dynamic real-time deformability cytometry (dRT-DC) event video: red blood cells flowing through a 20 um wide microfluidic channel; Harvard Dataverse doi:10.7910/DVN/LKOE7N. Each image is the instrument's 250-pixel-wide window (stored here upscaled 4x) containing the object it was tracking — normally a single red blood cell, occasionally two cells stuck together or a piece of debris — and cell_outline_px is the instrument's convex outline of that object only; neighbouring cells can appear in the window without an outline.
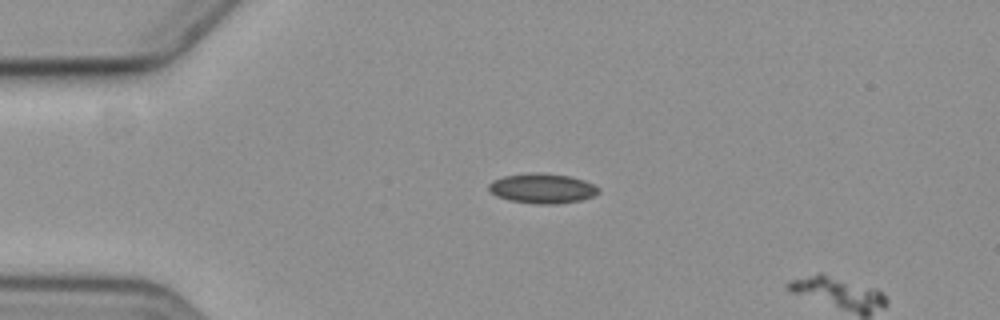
{"species": "common noctule bat (a hibernating species)", "species_latin": "Nyctalus noctula", "temperature_condition": "cold", "stored_images_in_passage": 4, "camera_frame_rate_fps": 3000, "um_per_image_px": 0.085, "animal": {"sex": "female", "body_mass_g": 19.3, "forearm_length_mm": 54.1}, "frame": {"image": 1, "passage_image": 3, "time_ms": 2.333, "image_size_px": [1000, 320], "cell_outline_px": [[600, 192], [592, 196], [580, 200], [556, 204], [536, 204], [512, 200], [496, 196], [488, 188], [488, 184], [492, 180], [504, 176], [540, 172], [568, 176], [584, 180], [600, 188]], "centroid_in_image_um": [46.1, 16.01], "position_along_channel_um": 38.9, "area_um2": 18.9}}